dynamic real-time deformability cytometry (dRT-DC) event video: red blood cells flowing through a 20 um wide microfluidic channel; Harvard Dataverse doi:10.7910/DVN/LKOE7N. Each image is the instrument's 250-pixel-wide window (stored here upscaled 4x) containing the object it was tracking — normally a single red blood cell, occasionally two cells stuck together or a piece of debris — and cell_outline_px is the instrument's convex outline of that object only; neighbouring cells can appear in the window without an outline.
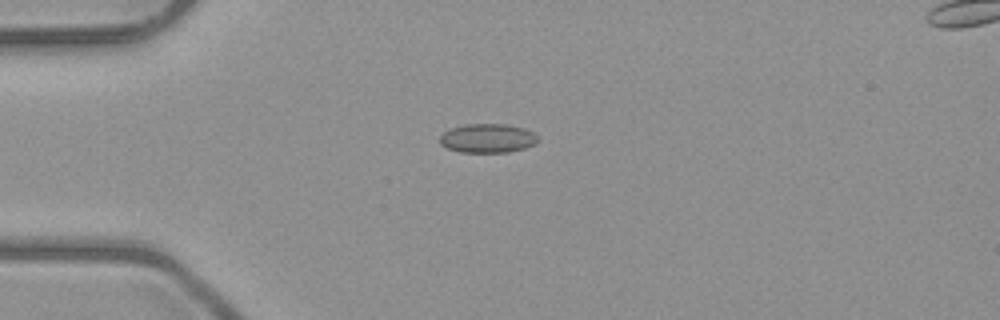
{"species": "common noctule bat (a hibernating species)", "species_latin": "Nyctalus noctula", "temperature_condition": "room temperature", "stored_images_in_passage": 6, "camera_frame_rate_fps": 3000, "um_per_image_px": 0.085, "animal": {"sex": "male", "body_mass_g": 23.1, "forearm_length_mm": 52.7}, "frame": {"image": 1, "passage_image": 3, "time_ms": 2.333, "image_size_px": [1000, 320], "cell_outline_px": [[536, 144], [524, 148], [508, 152], [460, 152], [448, 148], [440, 144], [440, 136], [444, 132], [452, 128], [468, 124], [508, 124], [524, 128], [532, 132], [536, 136]], "centroid_in_image_um": [41.44, 11.75], "position_along_channel_um": 43.6, "area_um2": 16.42}}
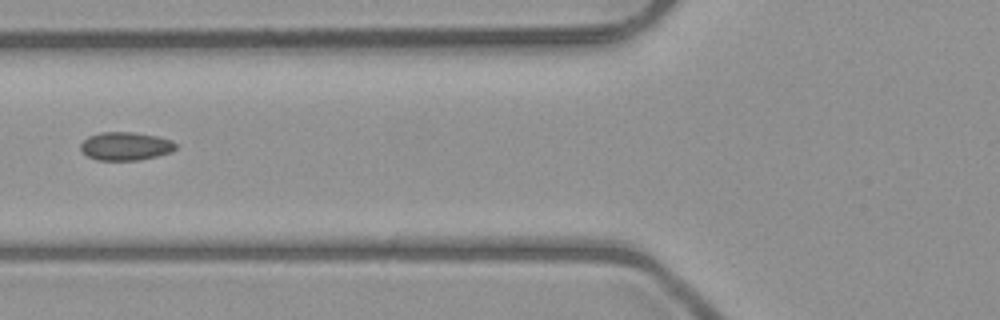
{"frame": {"image": 2, "passage_image": 5, "time_ms": 4.667, "image_size_px": [1000, 320], "cell_outline_px": [[176, 148], [172, 152], [140, 160], [96, 160], [88, 156], [80, 148], [80, 144], [88, 136], [100, 132], [132, 132], [156, 136], [172, 140], [176, 144]], "centroid_in_image_um": [10.67, 12.42], "position_along_channel_um": 115.1, "area_um2": 15.66}}
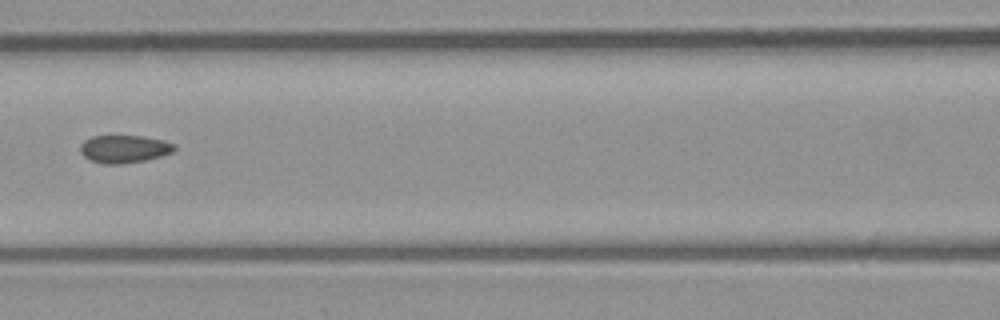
{"frame": {"image": 3, "passage_image": 6, "time_ms": 5.667, "image_size_px": [1000, 320], "cell_outline_px": [[176, 148], [172, 152], [160, 156], [144, 160], [120, 164], [104, 164], [92, 160], [84, 156], [80, 152], [80, 144], [84, 140], [92, 136], [144, 136], [164, 140], [176, 144]], "centroid_in_image_um": [10.56, 12.65], "position_along_channel_um": 156.0, "area_um2": 15.2}}